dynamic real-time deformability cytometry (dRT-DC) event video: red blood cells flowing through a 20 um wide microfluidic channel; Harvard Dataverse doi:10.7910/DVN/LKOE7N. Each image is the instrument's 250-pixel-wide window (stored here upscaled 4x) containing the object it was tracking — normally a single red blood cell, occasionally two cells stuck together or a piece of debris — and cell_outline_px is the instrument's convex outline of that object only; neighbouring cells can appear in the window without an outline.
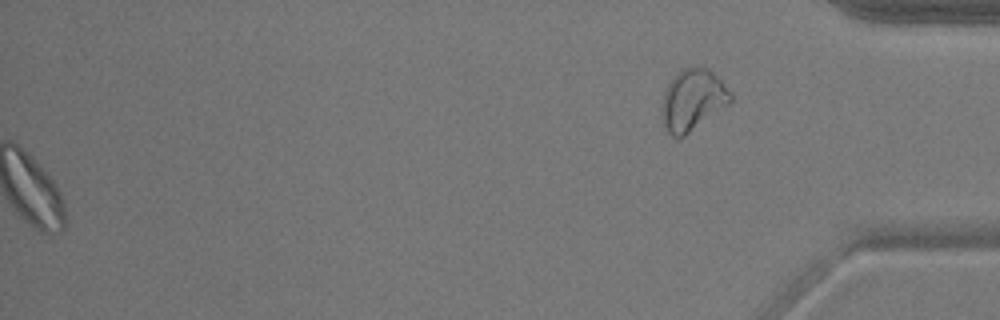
{"species": "common noctule bat (a hibernating species)", "species_latin": "Nyctalus noctula", "temperature_condition": "warm", "stored_images_in_passage": 54, "segment_of_instrument_passage": [2, 2], "camera_frame_rate_fps": 3000, "um_per_image_px": 0.085, "animal": {"sex": "male", "body_mass_g": 17.9}, "frame": {"image": 1, "passage_image": 54, "time_ms": 17.667, "image_size_px": [1000, 320], "cell_outline_px": [[732, 100], [728, 104], [684, 136], [672, 136], [668, 132], [664, 124], [660, 112], [660, 108], [664, 92], [672, 76], [676, 72], [684, 68], [704, 68], [712, 72], [724, 84], [732, 96]], "centroid_in_image_um": [58.83, 8.49], "position_along_channel_um": 376.4, "area_um2": 24.1}}